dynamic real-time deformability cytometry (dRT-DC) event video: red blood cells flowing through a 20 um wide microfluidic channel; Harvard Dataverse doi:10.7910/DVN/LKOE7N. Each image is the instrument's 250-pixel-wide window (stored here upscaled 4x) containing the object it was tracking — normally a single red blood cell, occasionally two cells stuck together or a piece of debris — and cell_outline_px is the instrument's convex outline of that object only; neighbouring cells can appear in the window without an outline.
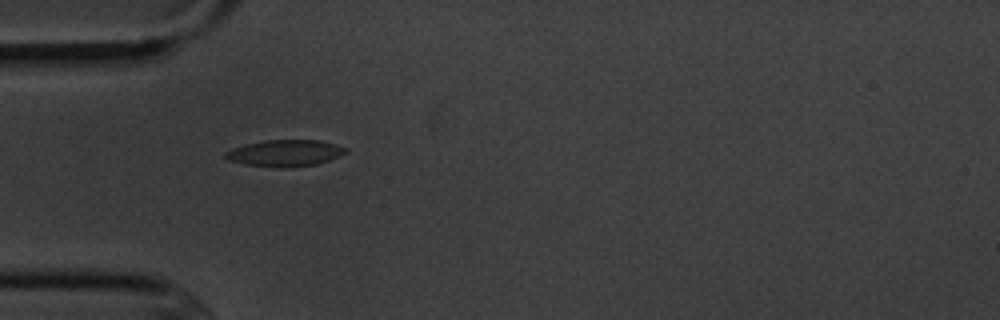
{"species": "common noctule bat (a hibernating species)", "species_latin": "Nyctalus noctula", "temperature_condition": "cold", "stored_images_in_passage": 11, "camera_frame_rate_fps": 3000, "um_per_image_px": 0.085, "animal": {"sex": "male", "body_mass_g": 20.1, "forearm_length_mm": 53.5}, "frame": {"image": 1, "passage_image": 3, "time_ms": 3.0, "image_size_px": [1000, 320], "cell_outline_px": [[348, 152], [340, 156], [316, 164], [284, 168], [280, 168], [244, 164], [228, 160], [224, 156], [224, 152], [232, 148], [244, 144], [264, 140], [320, 140], [336, 144], [348, 148]], "centroid_in_image_um": [24.22, 13.01], "position_along_channel_um": 60.8, "area_um2": 18.79}}
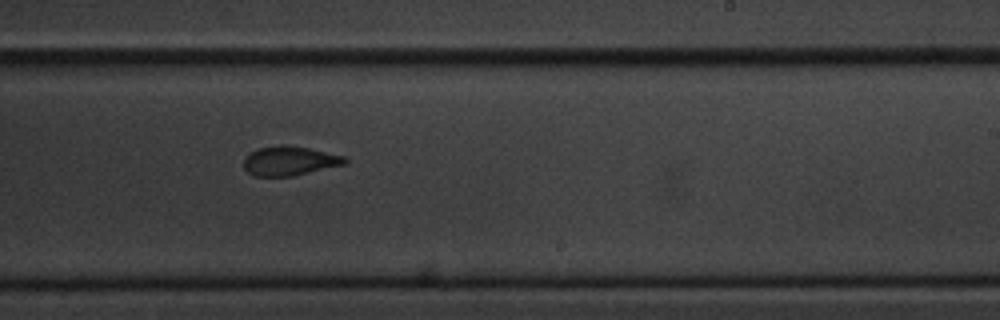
{"frame": {"image": 2, "passage_image": 8, "time_ms": 8.667, "image_size_px": [1000, 320], "cell_outline_px": [[348, 164], [292, 176], [256, 176], [248, 172], [244, 168], [244, 156], [256, 148], [280, 144], [308, 148], [344, 156], [348, 160]], "centroid_in_image_um": [24.61, 13.67], "position_along_channel_um": 264.4, "area_um2": 17.4}}
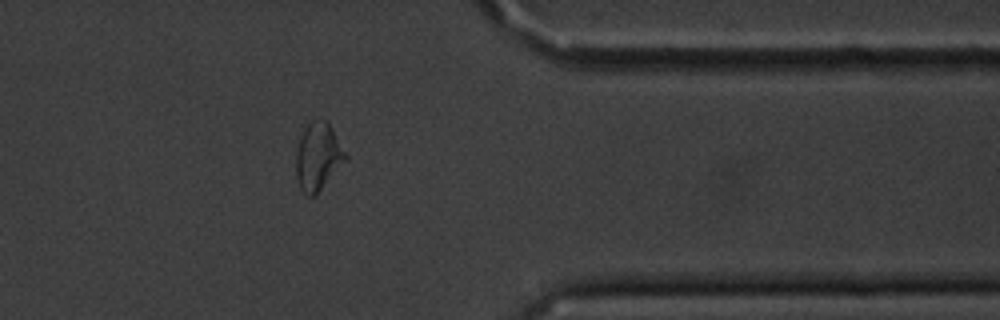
{"frame": {"image": 3, "passage_image": 11, "time_ms": 12.333, "image_size_px": [1000, 320], "cell_outline_px": [[348, 156], [320, 188], [312, 196], [308, 196], [300, 188], [296, 176], [296, 152], [300, 136], [304, 128], [312, 120], [328, 120]], "centroid_in_image_um": [27.01, 13.24], "position_along_channel_um": 384.4, "area_um2": 18.96}, "authors_computed_cell_mechanics": {"area_um2": 18.6694, "velocity_mm_per_s": 3.6174, "shape_relaxation_time_tau1_ms": 1.8438, "shape_relaxation_time_tau2_ms": 2.172, "deformation_change_tau1": 0.0638, "deformation_change_tau2": 0.0527}}